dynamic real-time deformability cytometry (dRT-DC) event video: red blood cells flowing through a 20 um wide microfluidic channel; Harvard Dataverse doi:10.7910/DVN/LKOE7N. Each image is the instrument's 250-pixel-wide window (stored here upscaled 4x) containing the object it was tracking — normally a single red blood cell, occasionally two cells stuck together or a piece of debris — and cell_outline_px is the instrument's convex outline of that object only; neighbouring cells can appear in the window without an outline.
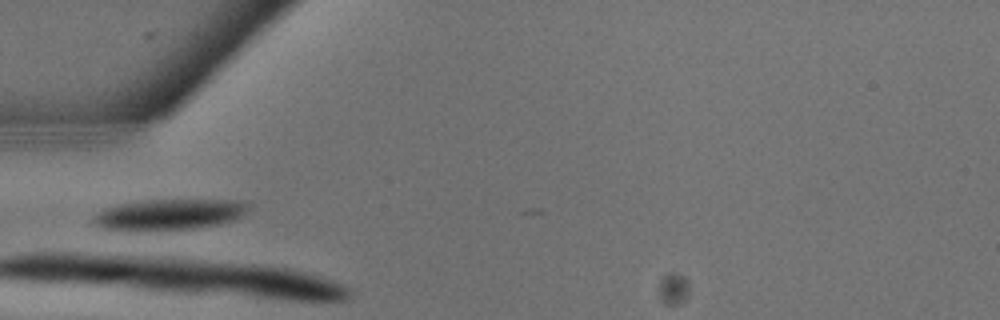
{"species": "common noctule bat (a hibernating species)", "species_latin": "Nyctalus noctula", "temperature_condition": "warm", "stored_images_in_passage": 2, "camera_frame_rate_fps": 3000, "um_per_image_px": 0.085, "animal": {"sex": "male", "body_mass_g": 13.3}, "frame": {"image": 1, "passage_image": 1, "time_ms": 0.0, "image_size_px": [1000, 320], "cell_outline_px": [[248, 208], [240, 216], [232, 220], [212, 224], [188, 228], [112, 228], [100, 224], [96, 220], [96, 216], [100, 212], [108, 208], [124, 204], [152, 200], [240, 200], [248, 204]], "centroid_in_image_um": [14.56, 18.17], "position_along_channel_um": 70.4, "area_um2": 25.49}}